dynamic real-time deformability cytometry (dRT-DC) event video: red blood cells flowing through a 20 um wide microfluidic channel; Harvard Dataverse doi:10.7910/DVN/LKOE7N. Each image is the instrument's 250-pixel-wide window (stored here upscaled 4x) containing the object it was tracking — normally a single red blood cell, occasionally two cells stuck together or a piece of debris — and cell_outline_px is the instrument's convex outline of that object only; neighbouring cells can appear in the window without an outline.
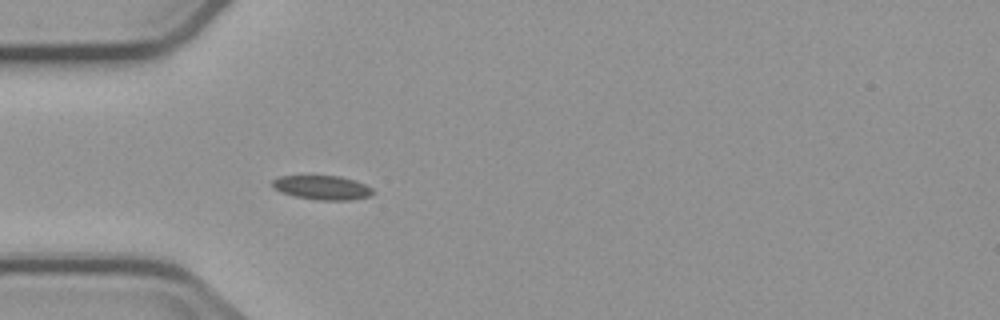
{"species": "common noctule bat (a hibernating species)", "species_latin": "Nyctalus noctula", "temperature_condition": "cold", "stored_images_in_passage": 1, "camera_frame_rate_fps": 3000, "um_per_image_px": 0.085, "animal": {"sex": "male", "body_mass_g": 23.1, "forearm_length_mm": 52.7}, "frame": {"image": 1, "passage_image": 1, "time_ms": 0.0, "image_size_px": [1000, 320], "cell_outline_px": [[372, 192], [368, 196], [352, 200], [316, 200], [296, 196], [284, 192], [276, 188], [272, 184], [272, 180], [280, 176], [340, 176], [356, 180], [372, 188]], "centroid_in_image_um": [27.42, 15.94], "position_along_channel_um": 57.6, "area_um2": 13.87}}